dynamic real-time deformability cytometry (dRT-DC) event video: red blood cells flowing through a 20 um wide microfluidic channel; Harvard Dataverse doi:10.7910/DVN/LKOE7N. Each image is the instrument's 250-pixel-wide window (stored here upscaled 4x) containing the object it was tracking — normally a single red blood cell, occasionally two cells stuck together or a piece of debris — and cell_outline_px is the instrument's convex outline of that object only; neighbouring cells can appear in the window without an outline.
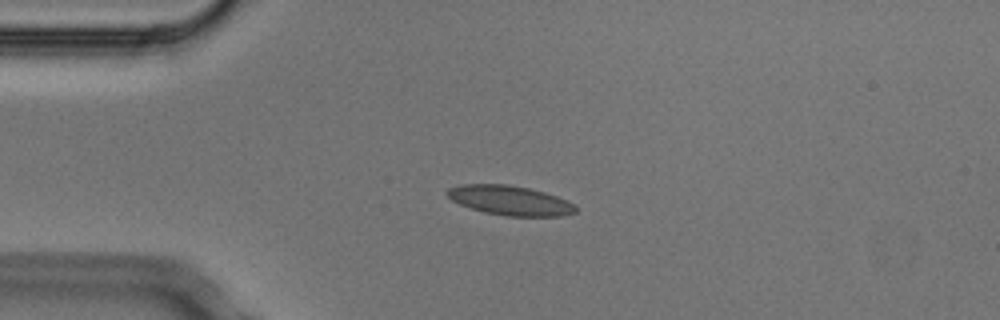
{"species": "Egyptian fruit bat (a non-hibernating species)", "species_latin": "Rousettus aegyptiacus", "temperature_condition": "cold", "stored_images_in_passage": 3, "camera_frame_rate_fps": 3000, "um_per_image_px": 0.085, "animal": {"sex": "male"}, "frame": {"image": 1, "passage_image": 3, "time_ms": 0.667, "image_size_px": [1000, 320], "cell_outline_px": [[576, 212], [564, 216], [508, 216], [484, 212], [460, 204], [452, 200], [444, 192], [448, 188], [460, 184], [508, 184], [528, 188], [544, 192], [568, 200], [576, 204]], "centroid_in_image_um": [43.36, 17.03], "position_along_channel_um": 41.6, "area_um2": 22.2}}